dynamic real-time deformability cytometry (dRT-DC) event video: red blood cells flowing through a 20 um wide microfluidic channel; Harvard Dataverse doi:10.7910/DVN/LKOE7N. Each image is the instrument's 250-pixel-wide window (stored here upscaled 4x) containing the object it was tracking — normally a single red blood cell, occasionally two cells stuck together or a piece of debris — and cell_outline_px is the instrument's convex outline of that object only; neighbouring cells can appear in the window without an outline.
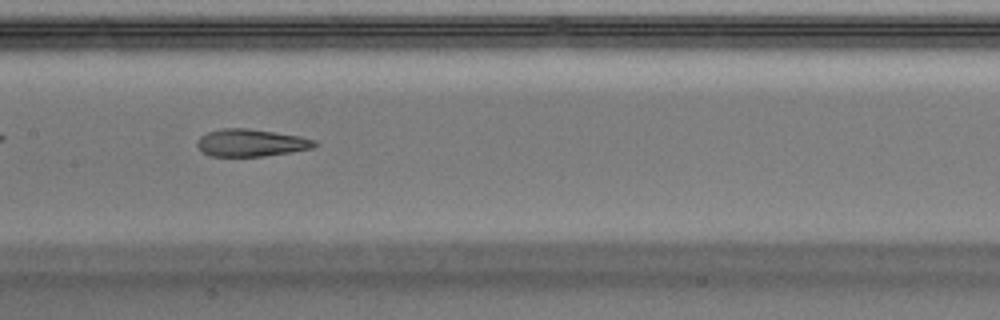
{"species": "Egyptian fruit bat (a non-hibernating species)", "species_latin": "Rousettus aegyptiacus", "temperature_condition": "warm", "stored_images_in_passage": 36, "camera_frame_rate_fps": 3000, "um_per_image_px": 0.085, "animal": {"sex": "male"}, "frame": {"image": 1, "passage_image": 11, "time_ms": 3.333, "image_size_px": [1000, 320], "cell_outline_px": [[320, 144], [312, 148], [292, 152], [264, 156], [212, 156], [204, 152], [196, 144], [200, 136], [208, 132], [224, 128], [244, 128], [300, 136], [316, 140]], "centroid_in_image_um": [21.38, 12.14], "position_along_channel_um": 186.0, "area_um2": 18.55}, "authors_computed_cell_mechanics": {"area_um2": 19.9699, "velocity_mm_per_s": 4.0854, "shape_relaxation_time_tau1_ms": null, "shape_relaxation_time_tau2_ms": 1.6293, "deformation_change_tau1": null, "deformation_change_tau2": 0.1075}}